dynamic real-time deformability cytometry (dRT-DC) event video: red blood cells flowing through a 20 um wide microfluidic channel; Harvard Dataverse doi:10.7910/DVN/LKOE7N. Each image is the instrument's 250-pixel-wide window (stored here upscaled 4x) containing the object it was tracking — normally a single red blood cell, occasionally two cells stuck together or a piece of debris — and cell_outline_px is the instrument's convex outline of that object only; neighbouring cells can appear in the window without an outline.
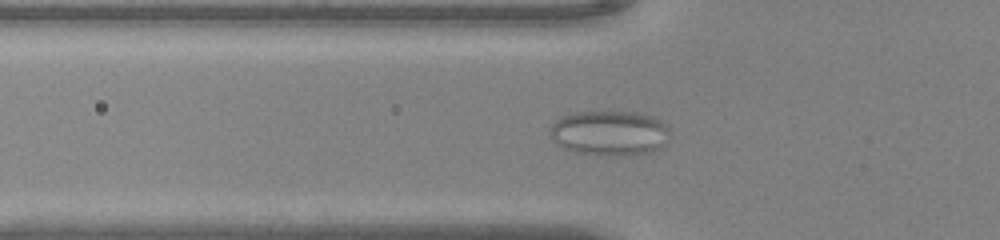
{"species": "common noctule bat (a hibernating species)", "species_latin": "Nyctalus noctula", "temperature_condition": "warm", "stored_images_in_passage": 54, "camera_frame_rate_fps": 3000, "um_per_image_px": 0.085, "animal": {"sex": "male", "body_mass_g": 20.0, "forearm_length_mm": 53.3}, "frame": {"image": 1, "passage_image": 20, "time_ms": 6.333, "image_size_px": [1000, 240], "cell_outline_px": [[668, 132], [664, 144], [660, 148], [648, 152], [576, 152], [564, 148], [556, 144], [552, 140], [552, 124], [560, 116], [576, 112], [636, 112], [652, 116], [660, 120], [668, 128]], "centroid_in_image_um": [51.78, 11.24], "position_along_channel_um": 74.0, "area_um2": 30.0}}
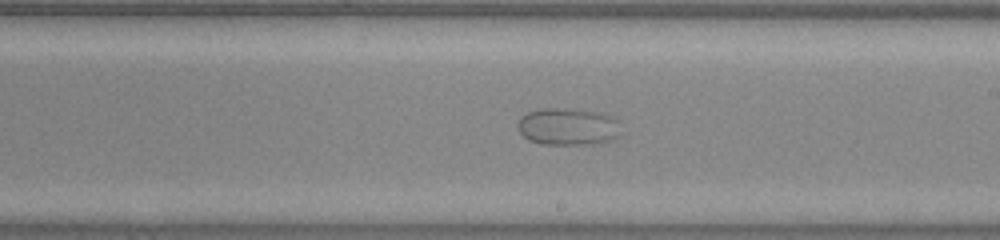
{"frame": {"image": 2, "passage_image": 33, "time_ms": 10.667, "image_size_px": [1000, 240], "cell_outline_px": [[616, 136], [608, 140], [592, 144], [540, 144], [528, 140], [520, 132], [520, 116], [528, 112], [540, 108], [556, 108], [592, 112], [612, 116], [616, 120]], "centroid_in_image_um": [48.18, 10.77], "position_along_channel_um": 240.8, "area_um2": 21.56}}
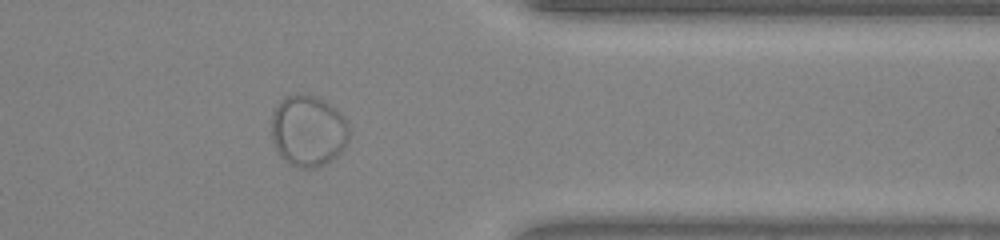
{"frame": {"image": 3, "passage_image": 45, "time_ms": 14.667, "image_size_px": [1000, 240], "cell_outline_px": [[348, 140], [340, 152], [336, 156], [324, 164], [316, 168], [296, 168], [288, 164], [280, 156], [272, 140], [272, 112], [288, 96], [316, 96], [324, 100], [336, 108], [340, 112], [348, 124]], "centroid_in_image_um": [26.2, 11.17], "position_along_channel_um": 385.2, "area_um2": 31.91}}